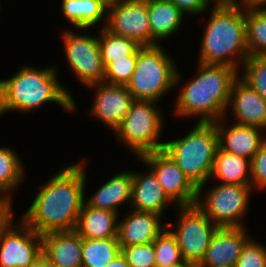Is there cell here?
<instances>
[{"label": "cell", "instance_id": "cell-26", "mask_svg": "<svg viewBox=\"0 0 266 267\" xmlns=\"http://www.w3.org/2000/svg\"><path fill=\"white\" fill-rule=\"evenodd\" d=\"M120 253L117 237L82 238V267H106Z\"/></svg>", "mask_w": 266, "mask_h": 267}, {"label": "cell", "instance_id": "cell-17", "mask_svg": "<svg viewBox=\"0 0 266 267\" xmlns=\"http://www.w3.org/2000/svg\"><path fill=\"white\" fill-rule=\"evenodd\" d=\"M223 119L215 122L218 131V146L228 153L252 160L256 152L266 142V136L261 135L263 129L238 124L227 126Z\"/></svg>", "mask_w": 266, "mask_h": 267}, {"label": "cell", "instance_id": "cell-36", "mask_svg": "<svg viewBox=\"0 0 266 267\" xmlns=\"http://www.w3.org/2000/svg\"><path fill=\"white\" fill-rule=\"evenodd\" d=\"M184 14L189 15H202L210 6L207 0H169Z\"/></svg>", "mask_w": 266, "mask_h": 267}, {"label": "cell", "instance_id": "cell-8", "mask_svg": "<svg viewBox=\"0 0 266 267\" xmlns=\"http://www.w3.org/2000/svg\"><path fill=\"white\" fill-rule=\"evenodd\" d=\"M253 188L251 184L214 185L205 195L198 193L196 205L218 227H245ZM203 195V197H202Z\"/></svg>", "mask_w": 266, "mask_h": 267}, {"label": "cell", "instance_id": "cell-15", "mask_svg": "<svg viewBox=\"0 0 266 267\" xmlns=\"http://www.w3.org/2000/svg\"><path fill=\"white\" fill-rule=\"evenodd\" d=\"M249 239L246 227L217 228L197 267H235L241 250Z\"/></svg>", "mask_w": 266, "mask_h": 267}, {"label": "cell", "instance_id": "cell-28", "mask_svg": "<svg viewBox=\"0 0 266 267\" xmlns=\"http://www.w3.org/2000/svg\"><path fill=\"white\" fill-rule=\"evenodd\" d=\"M100 29L98 43L104 67L116 60L126 59V56L134 54L141 47L135 40L113 34L105 27Z\"/></svg>", "mask_w": 266, "mask_h": 267}, {"label": "cell", "instance_id": "cell-35", "mask_svg": "<svg viewBox=\"0 0 266 267\" xmlns=\"http://www.w3.org/2000/svg\"><path fill=\"white\" fill-rule=\"evenodd\" d=\"M251 186L254 191L266 188V142L251 160Z\"/></svg>", "mask_w": 266, "mask_h": 267}, {"label": "cell", "instance_id": "cell-40", "mask_svg": "<svg viewBox=\"0 0 266 267\" xmlns=\"http://www.w3.org/2000/svg\"><path fill=\"white\" fill-rule=\"evenodd\" d=\"M106 267H131L120 253Z\"/></svg>", "mask_w": 266, "mask_h": 267}, {"label": "cell", "instance_id": "cell-5", "mask_svg": "<svg viewBox=\"0 0 266 267\" xmlns=\"http://www.w3.org/2000/svg\"><path fill=\"white\" fill-rule=\"evenodd\" d=\"M217 147L215 123L198 122L186 136L165 141L163 150L198 189V193H202L210 180Z\"/></svg>", "mask_w": 266, "mask_h": 267}, {"label": "cell", "instance_id": "cell-7", "mask_svg": "<svg viewBox=\"0 0 266 267\" xmlns=\"http://www.w3.org/2000/svg\"><path fill=\"white\" fill-rule=\"evenodd\" d=\"M156 101L134 100L126 117L114 130L117 140L139 158L143 154L163 150L164 142L160 141L163 116L155 105Z\"/></svg>", "mask_w": 266, "mask_h": 267}, {"label": "cell", "instance_id": "cell-29", "mask_svg": "<svg viewBox=\"0 0 266 267\" xmlns=\"http://www.w3.org/2000/svg\"><path fill=\"white\" fill-rule=\"evenodd\" d=\"M249 56H266V8L245 9Z\"/></svg>", "mask_w": 266, "mask_h": 267}, {"label": "cell", "instance_id": "cell-30", "mask_svg": "<svg viewBox=\"0 0 266 267\" xmlns=\"http://www.w3.org/2000/svg\"><path fill=\"white\" fill-rule=\"evenodd\" d=\"M156 265H174L185 260L176 237L166 227L153 241Z\"/></svg>", "mask_w": 266, "mask_h": 267}, {"label": "cell", "instance_id": "cell-32", "mask_svg": "<svg viewBox=\"0 0 266 267\" xmlns=\"http://www.w3.org/2000/svg\"><path fill=\"white\" fill-rule=\"evenodd\" d=\"M138 50L126 56V59L116 60L105 67L103 82L115 85H127L136 67Z\"/></svg>", "mask_w": 266, "mask_h": 267}, {"label": "cell", "instance_id": "cell-20", "mask_svg": "<svg viewBox=\"0 0 266 267\" xmlns=\"http://www.w3.org/2000/svg\"><path fill=\"white\" fill-rule=\"evenodd\" d=\"M132 173L131 210L152 212L162 216L167 205L174 203L165 194L154 172L150 169L146 173Z\"/></svg>", "mask_w": 266, "mask_h": 267}, {"label": "cell", "instance_id": "cell-34", "mask_svg": "<svg viewBox=\"0 0 266 267\" xmlns=\"http://www.w3.org/2000/svg\"><path fill=\"white\" fill-rule=\"evenodd\" d=\"M235 267H266V246L250 238L243 246Z\"/></svg>", "mask_w": 266, "mask_h": 267}, {"label": "cell", "instance_id": "cell-41", "mask_svg": "<svg viewBox=\"0 0 266 267\" xmlns=\"http://www.w3.org/2000/svg\"><path fill=\"white\" fill-rule=\"evenodd\" d=\"M197 266L198 264L196 263L184 261L174 265H155L154 267H197Z\"/></svg>", "mask_w": 266, "mask_h": 267}, {"label": "cell", "instance_id": "cell-3", "mask_svg": "<svg viewBox=\"0 0 266 267\" xmlns=\"http://www.w3.org/2000/svg\"><path fill=\"white\" fill-rule=\"evenodd\" d=\"M56 66H24L11 78L0 80V117L13 111L31 112L49 102L67 112L76 111L71 93L57 79ZM26 111V112H25Z\"/></svg>", "mask_w": 266, "mask_h": 267}, {"label": "cell", "instance_id": "cell-33", "mask_svg": "<svg viewBox=\"0 0 266 267\" xmlns=\"http://www.w3.org/2000/svg\"><path fill=\"white\" fill-rule=\"evenodd\" d=\"M120 247L121 254L131 267H154L156 265L153 242Z\"/></svg>", "mask_w": 266, "mask_h": 267}, {"label": "cell", "instance_id": "cell-4", "mask_svg": "<svg viewBox=\"0 0 266 267\" xmlns=\"http://www.w3.org/2000/svg\"><path fill=\"white\" fill-rule=\"evenodd\" d=\"M213 6L201 40L198 62L227 65L239 72L240 65L249 57L245 9L237 4Z\"/></svg>", "mask_w": 266, "mask_h": 267}, {"label": "cell", "instance_id": "cell-2", "mask_svg": "<svg viewBox=\"0 0 266 267\" xmlns=\"http://www.w3.org/2000/svg\"><path fill=\"white\" fill-rule=\"evenodd\" d=\"M198 65L196 78L179 88L174 112L178 117L194 116L200 117L198 122L215 123L225 118L232 83L240 74L227 65Z\"/></svg>", "mask_w": 266, "mask_h": 267}, {"label": "cell", "instance_id": "cell-24", "mask_svg": "<svg viewBox=\"0 0 266 267\" xmlns=\"http://www.w3.org/2000/svg\"><path fill=\"white\" fill-rule=\"evenodd\" d=\"M224 184H251V160L228 153L219 146L215 152L210 179Z\"/></svg>", "mask_w": 266, "mask_h": 267}, {"label": "cell", "instance_id": "cell-1", "mask_svg": "<svg viewBox=\"0 0 266 267\" xmlns=\"http://www.w3.org/2000/svg\"><path fill=\"white\" fill-rule=\"evenodd\" d=\"M86 161L72 164L39 188L30 207L22 216L30 228L42 235L75 230L86 186Z\"/></svg>", "mask_w": 266, "mask_h": 267}, {"label": "cell", "instance_id": "cell-13", "mask_svg": "<svg viewBox=\"0 0 266 267\" xmlns=\"http://www.w3.org/2000/svg\"><path fill=\"white\" fill-rule=\"evenodd\" d=\"M20 222L12 224L0 240V267H26L42 253L41 235Z\"/></svg>", "mask_w": 266, "mask_h": 267}, {"label": "cell", "instance_id": "cell-11", "mask_svg": "<svg viewBox=\"0 0 266 267\" xmlns=\"http://www.w3.org/2000/svg\"><path fill=\"white\" fill-rule=\"evenodd\" d=\"M139 158L154 172L165 194L176 207L196 204L198 189L164 150L149 152Z\"/></svg>", "mask_w": 266, "mask_h": 267}, {"label": "cell", "instance_id": "cell-16", "mask_svg": "<svg viewBox=\"0 0 266 267\" xmlns=\"http://www.w3.org/2000/svg\"><path fill=\"white\" fill-rule=\"evenodd\" d=\"M229 109L233 111L235 124L266 130V100L239 76L231 86Z\"/></svg>", "mask_w": 266, "mask_h": 267}, {"label": "cell", "instance_id": "cell-25", "mask_svg": "<svg viewBox=\"0 0 266 267\" xmlns=\"http://www.w3.org/2000/svg\"><path fill=\"white\" fill-rule=\"evenodd\" d=\"M63 17L72 26L80 29L94 27L104 19L107 21V7L98 0H61Z\"/></svg>", "mask_w": 266, "mask_h": 267}, {"label": "cell", "instance_id": "cell-6", "mask_svg": "<svg viewBox=\"0 0 266 267\" xmlns=\"http://www.w3.org/2000/svg\"><path fill=\"white\" fill-rule=\"evenodd\" d=\"M177 68L160 44L141 46L136 67L126 87L134 100L158 102L178 86L181 74Z\"/></svg>", "mask_w": 266, "mask_h": 267}, {"label": "cell", "instance_id": "cell-12", "mask_svg": "<svg viewBox=\"0 0 266 267\" xmlns=\"http://www.w3.org/2000/svg\"><path fill=\"white\" fill-rule=\"evenodd\" d=\"M105 28L113 34L135 40L141 46H152L148 0H121L107 8Z\"/></svg>", "mask_w": 266, "mask_h": 267}, {"label": "cell", "instance_id": "cell-39", "mask_svg": "<svg viewBox=\"0 0 266 267\" xmlns=\"http://www.w3.org/2000/svg\"><path fill=\"white\" fill-rule=\"evenodd\" d=\"M26 267H51V264L47 260V258L41 253Z\"/></svg>", "mask_w": 266, "mask_h": 267}, {"label": "cell", "instance_id": "cell-38", "mask_svg": "<svg viewBox=\"0 0 266 267\" xmlns=\"http://www.w3.org/2000/svg\"><path fill=\"white\" fill-rule=\"evenodd\" d=\"M235 4L244 9H263L266 8V0H236Z\"/></svg>", "mask_w": 266, "mask_h": 267}, {"label": "cell", "instance_id": "cell-9", "mask_svg": "<svg viewBox=\"0 0 266 267\" xmlns=\"http://www.w3.org/2000/svg\"><path fill=\"white\" fill-rule=\"evenodd\" d=\"M177 211L176 224L167 223V228L176 237L183 259L199 264L218 227L196 204L178 206Z\"/></svg>", "mask_w": 266, "mask_h": 267}, {"label": "cell", "instance_id": "cell-10", "mask_svg": "<svg viewBox=\"0 0 266 267\" xmlns=\"http://www.w3.org/2000/svg\"><path fill=\"white\" fill-rule=\"evenodd\" d=\"M65 56L69 68L84 85L101 83L105 67L97 36L79 35L71 30L62 34Z\"/></svg>", "mask_w": 266, "mask_h": 267}, {"label": "cell", "instance_id": "cell-19", "mask_svg": "<svg viewBox=\"0 0 266 267\" xmlns=\"http://www.w3.org/2000/svg\"><path fill=\"white\" fill-rule=\"evenodd\" d=\"M42 254L57 267H82V237L75 231L41 235Z\"/></svg>", "mask_w": 266, "mask_h": 267}, {"label": "cell", "instance_id": "cell-37", "mask_svg": "<svg viewBox=\"0 0 266 267\" xmlns=\"http://www.w3.org/2000/svg\"><path fill=\"white\" fill-rule=\"evenodd\" d=\"M13 201L6 198H0V240L4 233L13 223L12 204Z\"/></svg>", "mask_w": 266, "mask_h": 267}, {"label": "cell", "instance_id": "cell-42", "mask_svg": "<svg viewBox=\"0 0 266 267\" xmlns=\"http://www.w3.org/2000/svg\"><path fill=\"white\" fill-rule=\"evenodd\" d=\"M207 1L209 3H212L214 1V5H229V4H235L236 2V0H207Z\"/></svg>", "mask_w": 266, "mask_h": 267}, {"label": "cell", "instance_id": "cell-22", "mask_svg": "<svg viewBox=\"0 0 266 267\" xmlns=\"http://www.w3.org/2000/svg\"><path fill=\"white\" fill-rule=\"evenodd\" d=\"M133 173L118 172L93 193L90 198H84L89 206L96 209H106L118 213V207L131 203Z\"/></svg>", "mask_w": 266, "mask_h": 267}, {"label": "cell", "instance_id": "cell-31", "mask_svg": "<svg viewBox=\"0 0 266 267\" xmlns=\"http://www.w3.org/2000/svg\"><path fill=\"white\" fill-rule=\"evenodd\" d=\"M241 79L266 100V56H249L242 65Z\"/></svg>", "mask_w": 266, "mask_h": 267}, {"label": "cell", "instance_id": "cell-23", "mask_svg": "<svg viewBox=\"0 0 266 267\" xmlns=\"http://www.w3.org/2000/svg\"><path fill=\"white\" fill-rule=\"evenodd\" d=\"M185 14L169 0H148L152 46L178 32ZM159 41V42H158Z\"/></svg>", "mask_w": 266, "mask_h": 267}, {"label": "cell", "instance_id": "cell-21", "mask_svg": "<svg viewBox=\"0 0 266 267\" xmlns=\"http://www.w3.org/2000/svg\"><path fill=\"white\" fill-rule=\"evenodd\" d=\"M119 213L106 209H96L83 202L75 231L88 239L117 237Z\"/></svg>", "mask_w": 266, "mask_h": 267}, {"label": "cell", "instance_id": "cell-27", "mask_svg": "<svg viewBox=\"0 0 266 267\" xmlns=\"http://www.w3.org/2000/svg\"><path fill=\"white\" fill-rule=\"evenodd\" d=\"M18 154L9 147H0V198L13 200V190L24 180V166Z\"/></svg>", "mask_w": 266, "mask_h": 267}, {"label": "cell", "instance_id": "cell-14", "mask_svg": "<svg viewBox=\"0 0 266 267\" xmlns=\"http://www.w3.org/2000/svg\"><path fill=\"white\" fill-rule=\"evenodd\" d=\"M87 87L95 89L94 102L90 108L91 116L114 130L126 117L134 99L125 85L105 82L91 84Z\"/></svg>", "mask_w": 266, "mask_h": 267}, {"label": "cell", "instance_id": "cell-18", "mask_svg": "<svg viewBox=\"0 0 266 267\" xmlns=\"http://www.w3.org/2000/svg\"><path fill=\"white\" fill-rule=\"evenodd\" d=\"M131 212L118 223L117 239L120 246L151 243L167 227V223L162 224L161 215L137 210Z\"/></svg>", "mask_w": 266, "mask_h": 267}, {"label": "cell", "instance_id": "cell-43", "mask_svg": "<svg viewBox=\"0 0 266 267\" xmlns=\"http://www.w3.org/2000/svg\"><path fill=\"white\" fill-rule=\"evenodd\" d=\"M98 1H100L105 7L109 8L121 0H98Z\"/></svg>", "mask_w": 266, "mask_h": 267}]
</instances>
